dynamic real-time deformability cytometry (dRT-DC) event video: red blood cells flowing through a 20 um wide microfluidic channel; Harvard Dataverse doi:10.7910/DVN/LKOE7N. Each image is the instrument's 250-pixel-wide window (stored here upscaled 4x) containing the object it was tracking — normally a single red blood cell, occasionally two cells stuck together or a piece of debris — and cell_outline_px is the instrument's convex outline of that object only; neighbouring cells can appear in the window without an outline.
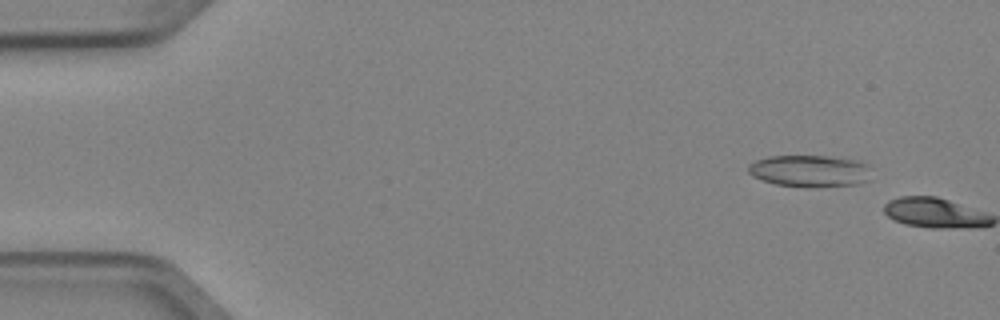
{"species": "Egyptian fruit bat (a non-hibernating species)", "species_latin": "Rousettus aegyptiacus", "temperature_condition": "cold", "stored_images_in_passage": 3, "camera_frame_rate_fps": 3000, "um_per_image_px": 0.085, "animal": {"sex": "female"}, "frame": {"image": 1, "passage_image": 2, "time_ms": 0.333, "image_size_px": [1000, 320], "cell_outline_px": [[872, 164], [864, 180], [856, 184], [776, 184], [752, 176], [748, 172], [748, 164], [756, 160], [768, 156], [832, 156], [860, 160]], "centroid_in_image_um": [68.8, 14.45], "position_along_channel_um": 16.2, "area_um2": 21.85}}